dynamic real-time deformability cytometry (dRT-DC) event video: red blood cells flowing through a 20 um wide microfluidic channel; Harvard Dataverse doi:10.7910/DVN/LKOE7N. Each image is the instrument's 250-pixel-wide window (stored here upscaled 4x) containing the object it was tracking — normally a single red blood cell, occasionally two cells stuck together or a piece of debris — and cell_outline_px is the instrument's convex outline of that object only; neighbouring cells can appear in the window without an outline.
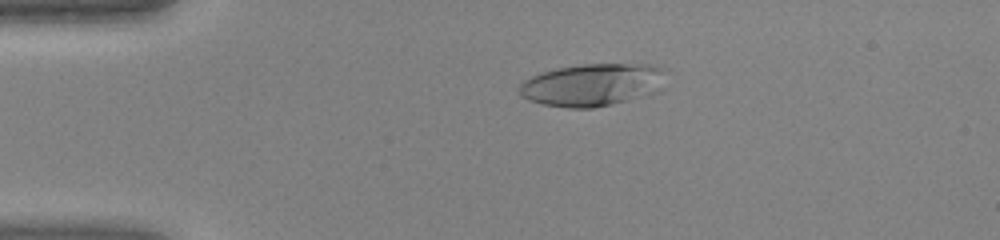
{"species": "human", "species_latin": "Homo sapiens", "temperature_condition": "warm", "stored_images_in_passage": 45, "camera_frame_rate_fps": 3000, "um_per_image_px": 0.085, "donor": {"sex": "female"}, "frame": {"image": 1, "passage_image": 10, "time_ms": 3.0, "image_size_px": [1000, 240], "cell_outline_px": [[660, 72], [644, 92], [636, 96], [624, 100], [592, 108], [568, 108], [544, 104], [528, 100], [520, 96], [516, 88], [524, 80], [540, 72], [556, 68], [584, 64], [652, 64], [660, 68]], "centroid_in_image_um": [50.0, 7.19], "position_along_channel_um": 35.0, "area_um2": 34.33}}
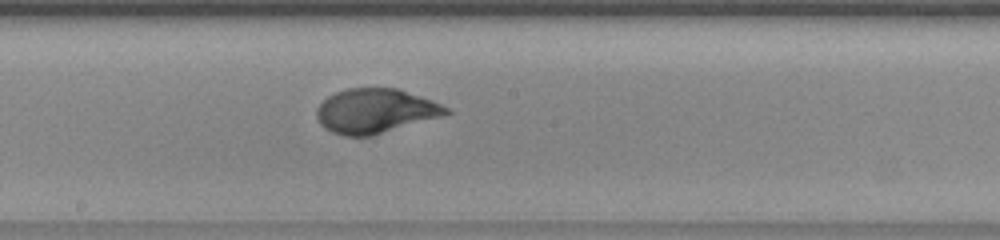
{"frame": {"image": 2, "passage_image": 25, "time_ms": 8.0, "image_size_px": [1000, 240], "cell_outline_px": [[452, 112], [440, 116], [372, 136], [344, 136], [332, 132], [324, 128], [316, 120], [316, 108], [328, 96], [336, 92], [348, 88], [400, 88], [432, 100], [448, 108]], "centroid_in_image_um": [31.86, 9.43], "position_along_channel_um": 216.3, "area_um2": 33.52}}
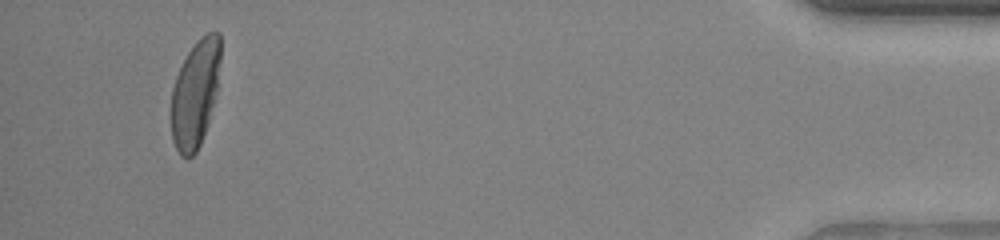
{"frame": {"image": 3, "passage_image": 43, "time_ms": 14.0, "image_size_px": [1000, 240], "cell_outline_px": [[220, 60], [216, 100], [200, 144], [196, 152], [188, 160], [180, 156], [172, 140], [172, 88], [176, 76], [188, 52], [196, 40], [200, 36], [208, 32], [220, 32]], "centroid_in_image_um": [16.61, 7.96], "position_along_channel_um": 418.6, "area_um2": 30.98}}